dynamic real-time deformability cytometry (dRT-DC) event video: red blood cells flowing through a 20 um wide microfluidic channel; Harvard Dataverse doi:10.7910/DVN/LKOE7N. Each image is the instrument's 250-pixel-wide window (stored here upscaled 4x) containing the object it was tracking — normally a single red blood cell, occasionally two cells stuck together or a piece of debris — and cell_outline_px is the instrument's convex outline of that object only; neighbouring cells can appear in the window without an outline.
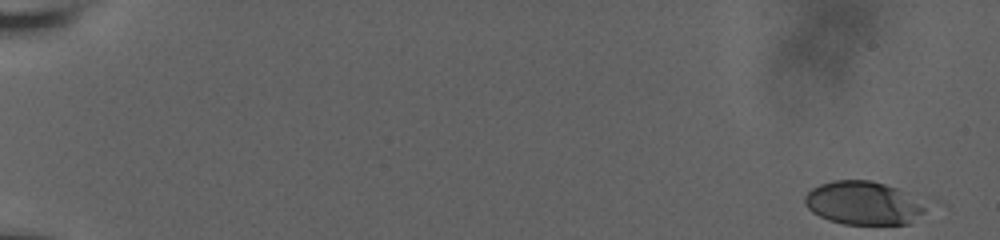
{"species": "human", "species_latin": "Homo sapiens", "temperature_condition": "room temperature", "stored_images_in_passage": 14, "camera_frame_rate_fps": 3000, "um_per_image_px": 0.085, "donor": {"sex": "male"}, "frame": {"image": 1, "passage_image": 1, "time_ms": 0.0, "image_size_px": [1000, 240], "cell_outline_px": [[940, 200], [908, 224], [844, 224], [828, 220], [812, 212], [804, 204], [804, 196], [812, 188], [820, 184], [832, 180], [868, 180], [884, 184]], "centroid_in_image_um": [73.6, 17.24], "position_along_channel_um": 11.4, "area_um2": 32.08}}
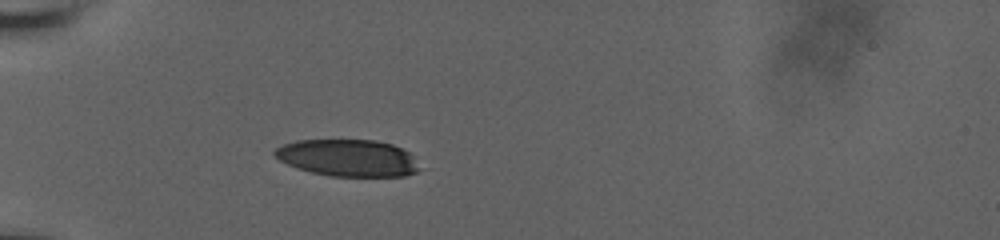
{"frame": {"image": 2, "passage_image": 10, "time_ms": 6.0, "image_size_px": [1000, 240], "cell_outline_px": [[424, 168], [416, 172], [404, 176], [332, 176], [312, 172], [296, 168], [280, 160], [272, 152], [276, 148], [284, 144], [296, 140], [376, 140], [392, 144], [408, 152]], "centroid_in_image_um": [29.6, 13.42], "position_along_channel_um": 55.4, "area_um2": 31.21}}
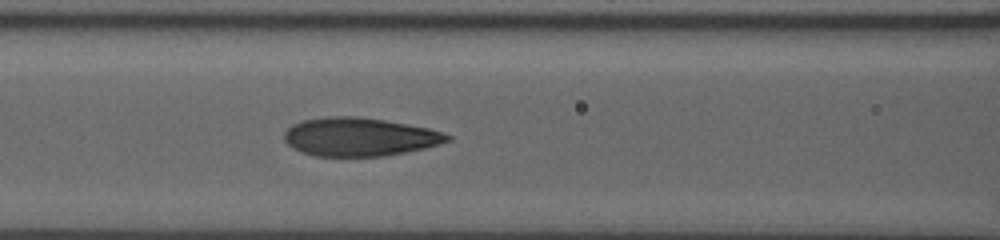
{"frame": {"image": 3, "passage_image": 14, "time_ms": 8.667, "image_size_px": [1000, 240], "cell_outline_px": [[452, 140], [424, 148], [384, 156], [316, 156], [292, 148], [284, 140], [284, 132], [292, 124], [304, 120], [328, 116], [356, 116], [384, 120], [408, 124], [428, 128], [444, 132], [452, 136]], "centroid_in_image_um": [30.56, 11.63], "position_along_channel_um": 136.0, "area_um2": 36.47}}